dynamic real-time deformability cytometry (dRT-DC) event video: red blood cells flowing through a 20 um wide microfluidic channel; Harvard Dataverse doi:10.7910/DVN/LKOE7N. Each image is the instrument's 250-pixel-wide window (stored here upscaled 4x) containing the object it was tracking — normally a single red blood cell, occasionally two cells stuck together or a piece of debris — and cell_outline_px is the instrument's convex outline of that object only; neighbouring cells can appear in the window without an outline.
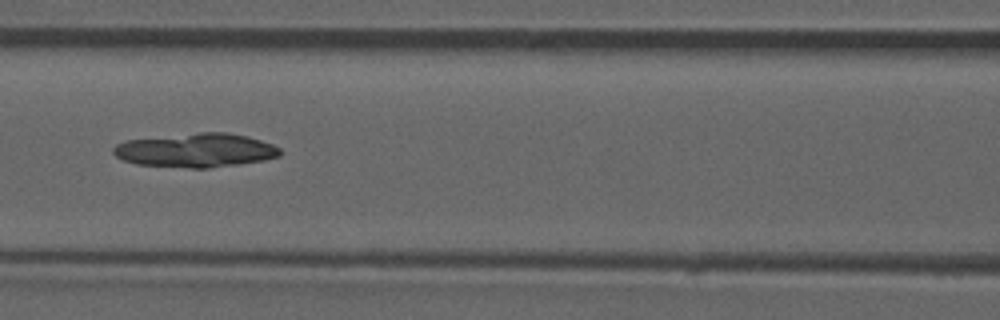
{"species": "common noctule bat (a hibernating species)", "species_latin": "Nyctalus noctula", "temperature_condition": "room temperature", "stored_images_in_passage": 51, "camera_frame_rate_fps": 3000, "um_per_image_px": 0.085, "animal": {"sex": "male", "forearm_length_mm": 52.5}, "frame": {"image": 1, "passage_image": 22, "time_ms": 7.0, "image_size_px": [1000, 320], "cell_outline_px": [[284, 152], [280, 156], [264, 160], [240, 164], [208, 168], [192, 168], [136, 164], [124, 160], [116, 156], [112, 152], [112, 148], [116, 144], [128, 140], [200, 132], [228, 132], [248, 136], [272, 144], [280, 148]], "centroid_in_image_um": [16.69, 12.77], "position_along_channel_um": 149.9, "area_um2": 33.0}}